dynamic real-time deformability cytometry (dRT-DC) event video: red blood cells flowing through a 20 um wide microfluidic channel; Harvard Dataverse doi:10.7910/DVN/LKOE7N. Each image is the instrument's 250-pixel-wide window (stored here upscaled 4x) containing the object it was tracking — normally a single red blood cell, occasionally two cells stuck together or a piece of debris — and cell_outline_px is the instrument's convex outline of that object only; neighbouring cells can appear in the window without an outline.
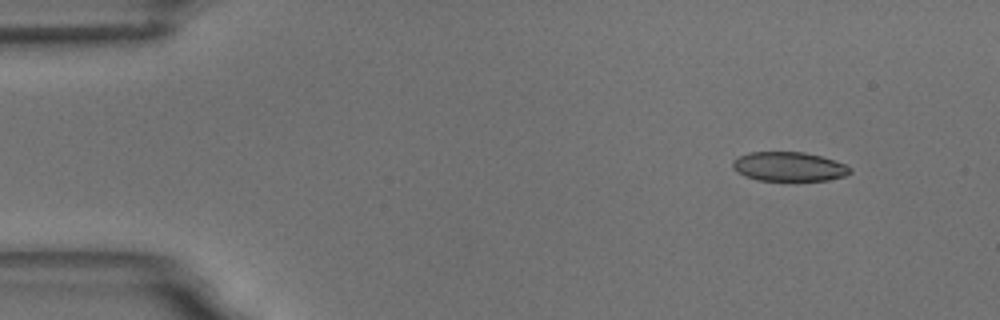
{"species": "common noctule bat (a hibernating species)", "species_latin": "Nyctalus noctula", "temperature_condition": "room temperature", "stored_images_in_passage": 5, "camera_frame_rate_fps": 3000, "um_per_image_px": 0.085, "animal": {"sex": "male", "body_mass_g": 18.8}, "frame": {"image": 1, "passage_image": 2, "time_ms": 1.333, "image_size_px": [1000, 320], "cell_outline_px": [[852, 172], [844, 176], [828, 180], [756, 180], [744, 176], [736, 172], [732, 168], [732, 160], [748, 152], [804, 152], [820, 156], [844, 164], [852, 168]], "centroid_in_image_um": [67.02, 14.16], "position_along_channel_um": 18.0, "area_um2": 20.0}}
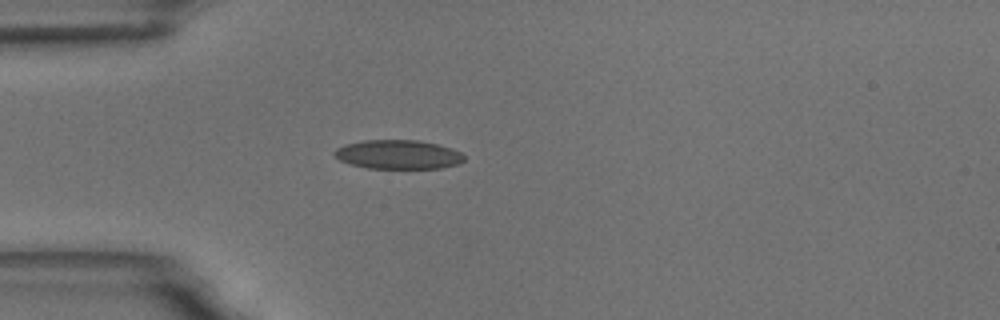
{"frame": {"image": 2, "passage_image": 5, "time_ms": 4.667, "image_size_px": [1000, 320], "cell_outline_px": [[464, 160], [456, 164], [440, 168], [368, 168], [352, 164], [340, 160], [332, 152], [336, 148], [344, 144], [364, 140], [416, 140], [436, 144], [452, 148], [460, 152], [464, 156]], "centroid_in_image_um": [33.82, 13.12], "position_along_channel_um": 51.2, "area_um2": 21.79}}